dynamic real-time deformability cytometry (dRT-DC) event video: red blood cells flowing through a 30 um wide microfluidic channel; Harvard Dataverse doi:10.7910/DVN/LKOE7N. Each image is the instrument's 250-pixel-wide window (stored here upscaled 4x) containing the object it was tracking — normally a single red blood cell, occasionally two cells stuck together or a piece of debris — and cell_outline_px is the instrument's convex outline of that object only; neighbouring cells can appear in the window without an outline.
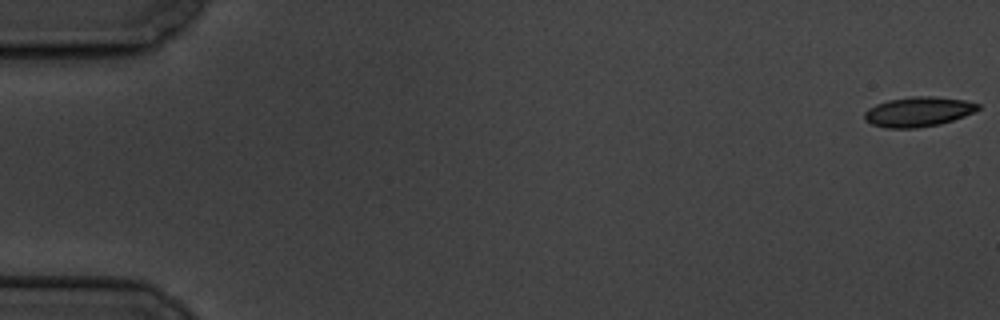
{"species": "common noctule bat (a hibernating species)", "species_latin": "Nyctalus noctula", "temperature_condition": "cold", "stored_images_in_passage": 6, "camera_frame_rate_fps": 3000, "um_per_image_px": 0.085, "animal": {"sex": "male", "body_mass_g": 19.5, "forearm_length_mm": 54.6}, "frame": {"image": 1, "passage_image": 1, "time_ms": 0.0, "image_size_px": [1000, 320], "cell_outline_px": [[980, 108], [976, 112], [940, 124], [916, 128], [888, 128], [872, 124], [864, 120], [864, 112], [868, 108], [876, 104], [888, 100], [912, 96], [932, 96], [964, 100], [980, 104]], "centroid_in_image_um": [78.05, 9.49], "position_along_channel_um": 6.9, "area_um2": 19.77}}
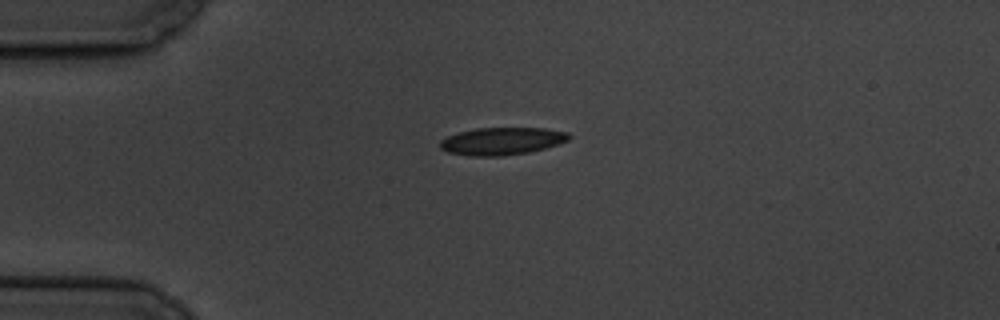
{"frame": {"image": 2, "passage_image": 5, "time_ms": 4.667, "image_size_px": [1000, 320], "cell_outline_px": [[572, 136], [568, 140], [544, 148], [528, 152], [500, 156], [468, 156], [448, 152], [440, 148], [440, 140], [448, 136], [460, 132], [476, 128], [544, 128], [568, 132]], "centroid_in_image_um": [42.65, 11.99], "position_along_channel_um": 42.4, "area_um2": 20.52}}